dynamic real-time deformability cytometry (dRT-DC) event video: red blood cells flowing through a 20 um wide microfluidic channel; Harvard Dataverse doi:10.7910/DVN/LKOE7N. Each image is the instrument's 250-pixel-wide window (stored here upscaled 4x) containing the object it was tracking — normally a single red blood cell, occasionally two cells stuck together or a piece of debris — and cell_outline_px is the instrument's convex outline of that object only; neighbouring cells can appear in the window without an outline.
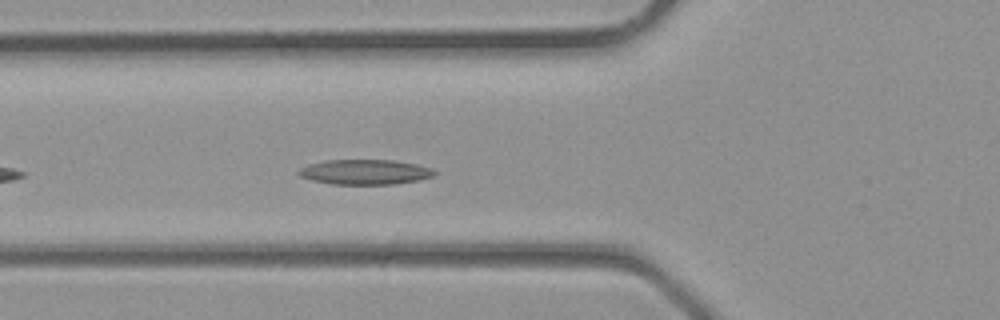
{"species": "common noctule bat (a hibernating species)", "species_latin": "Nyctalus noctula", "temperature_condition": "room temperature", "stored_images_in_passage": 20, "camera_frame_rate_fps": 3000, "um_per_image_px": 0.085, "animal": {"sex": "male", "body_mass_g": 23.1, "forearm_length_mm": 52.7}, "frame": {"image": 1, "passage_image": 4, "time_ms": 1.0, "image_size_px": [1000, 320], "cell_outline_px": [[436, 176], [420, 180], [396, 184], [332, 184], [312, 180], [300, 176], [296, 172], [300, 168], [308, 164], [324, 160], [392, 160], [416, 164], [432, 168], [436, 172]], "centroid_in_image_um": [31.04, 14.62], "position_along_channel_um": 94.8, "area_um2": 19.94}}
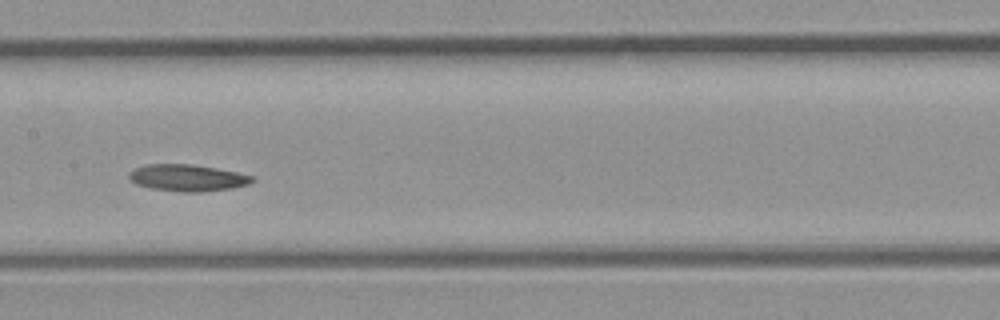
{"frame": {"image": 2, "passage_image": 9, "time_ms": 2.667, "image_size_px": [1000, 320], "cell_outline_px": [[256, 180], [248, 184], [232, 188], [200, 192], [180, 192], [152, 188], [136, 184], [128, 176], [128, 172], [132, 168], [148, 164], [192, 164], [216, 168], [236, 172], [252, 176]], "centroid_in_image_um": [15.91, 15.11], "position_along_channel_um": 191.5, "area_um2": 19.19}}
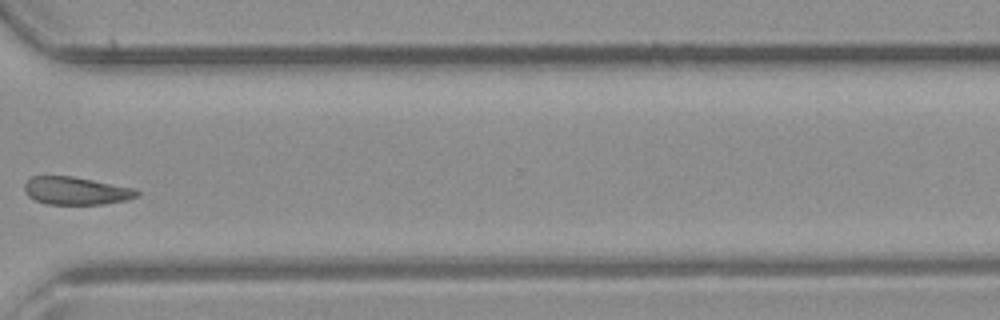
{"frame": {"image": 3, "passage_image": 18, "time_ms": 5.667, "image_size_px": [1000, 320], "cell_outline_px": [[140, 196], [124, 200], [104, 204], [48, 204], [36, 200], [28, 196], [24, 192], [24, 184], [32, 176], [72, 176], [136, 188], [140, 192]], "centroid_in_image_um": [6.48, 16.21], "position_along_channel_um": 364.1, "area_um2": 18.26}}